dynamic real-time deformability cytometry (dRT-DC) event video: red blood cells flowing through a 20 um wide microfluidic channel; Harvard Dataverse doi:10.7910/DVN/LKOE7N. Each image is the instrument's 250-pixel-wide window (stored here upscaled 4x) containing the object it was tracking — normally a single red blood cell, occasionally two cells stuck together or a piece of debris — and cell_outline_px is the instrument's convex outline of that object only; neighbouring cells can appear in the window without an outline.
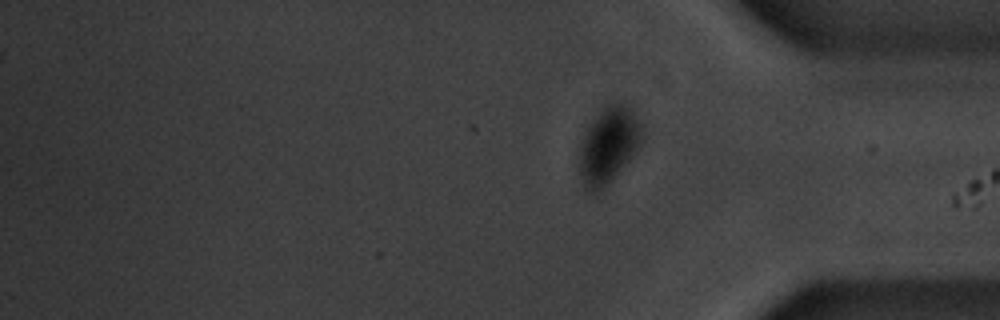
{"species": "common noctule bat (a hibernating species)", "species_latin": "Nyctalus noctula", "temperature_condition": "warm", "stored_images_in_passage": 51, "segment_of_instrument_passage": [2, 2], "camera_frame_rate_fps": 3000, "um_per_image_px": 0.085, "animal": {"sex": "male", "body_mass_g": 20.1, "forearm_length_mm": 53.5}, "frame": {"image": 1, "passage_image": 51, "time_ms": 16.667, "image_size_px": [1000, 320], "cell_outline_px": [[640, 140], [636, 148], [620, 168], [600, 192], [588, 192], [584, 188], [580, 180], [580, 144], [584, 132], [600, 112], [608, 104], [628, 104], [640, 128]], "centroid_in_image_um": [51.63, 12.38], "position_along_channel_um": 383.6, "area_um2": 26.47}}